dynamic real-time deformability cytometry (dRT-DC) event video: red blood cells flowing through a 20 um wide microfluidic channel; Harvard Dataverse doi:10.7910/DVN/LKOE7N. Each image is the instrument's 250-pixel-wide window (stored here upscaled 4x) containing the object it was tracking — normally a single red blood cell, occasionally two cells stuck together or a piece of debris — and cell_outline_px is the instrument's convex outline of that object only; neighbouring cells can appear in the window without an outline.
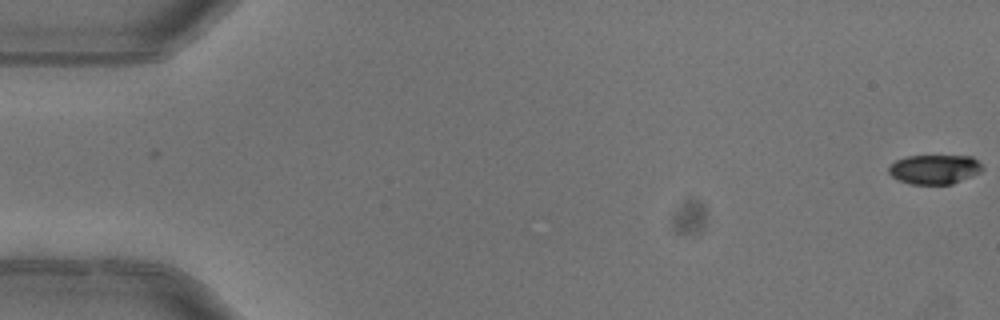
{"species": "common noctule bat (a hibernating species)", "species_latin": "Nyctalus noctula", "temperature_condition": "warm", "stored_images_in_passage": 3, "camera_frame_rate_fps": 3000, "um_per_image_px": 0.085, "animal": {"sex": "female"}, "frame": {"image": 1, "passage_image": 1, "time_ms": 0.0, "image_size_px": [1000, 320], "cell_outline_px": [[984, 168], [980, 172], [972, 176], [952, 184], [912, 184], [900, 180], [892, 176], [888, 172], [888, 168], [896, 160], [908, 156], [972, 156]], "centroid_in_image_um": [79.44, 14.39], "position_along_channel_um": 5.6, "area_um2": 15.9}}